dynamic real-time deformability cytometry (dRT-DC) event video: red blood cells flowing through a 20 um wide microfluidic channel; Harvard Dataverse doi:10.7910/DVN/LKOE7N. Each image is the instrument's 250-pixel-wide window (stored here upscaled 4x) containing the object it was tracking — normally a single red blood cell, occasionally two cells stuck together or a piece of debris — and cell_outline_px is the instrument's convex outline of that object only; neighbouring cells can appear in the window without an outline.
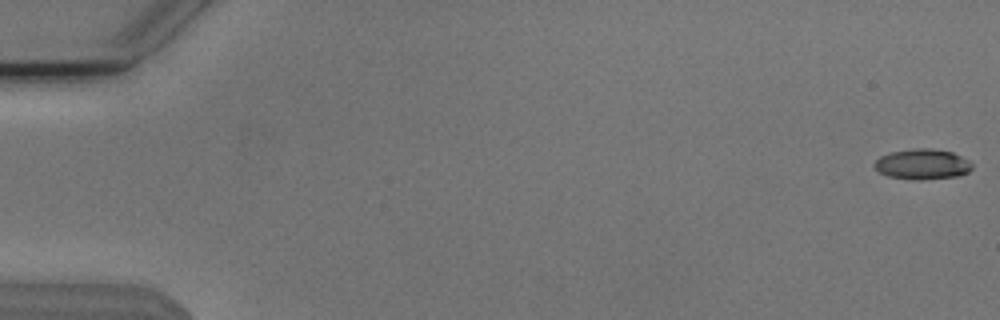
{"species": "Egyptian fruit bat (a non-hibernating species)", "species_latin": "Rousettus aegyptiacus", "temperature_condition": "cold", "stored_images_in_passage": 52, "camera_frame_rate_fps": 3000, "um_per_image_px": 0.085, "animal": {"sex": "male"}, "frame": {"image": 1, "passage_image": 1, "time_ms": 0.0, "image_size_px": [1000, 320], "cell_outline_px": [[972, 168], [968, 172], [960, 176], [924, 180], [912, 180], [888, 176], [880, 172], [872, 164], [880, 156], [892, 152], [912, 148], [932, 148], [952, 152], [968, 160], [972, 164]], "centroid_in_image_um": [78.41, 13.96], "position_along_channel_um": 6.6, "area_um2": 17.46}}
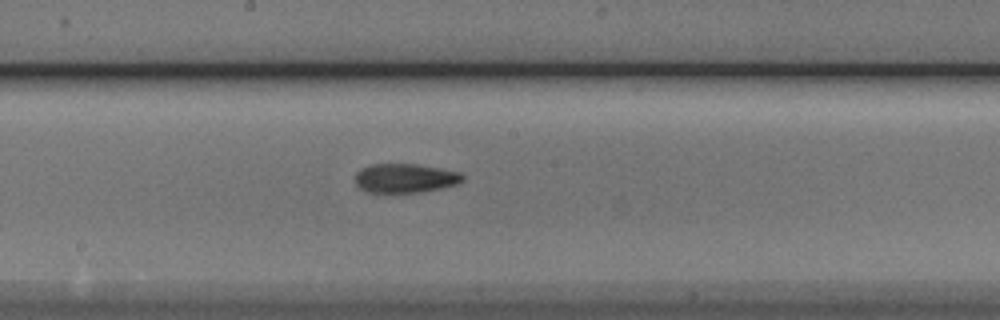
{"frame": {"image": 2, "passage_image": 30, "time_ms": 9.667, "image_size_px": [1000, 320], "cell_outline_px": [[464, 180], [456, 184], [440, 188], [420, 192], [368, 192], [360, 188], [356, 184], [356, 172], [360, 168], [372, 164], [416, 164], [440, 168], [460, 172], [464, 176]], "centroid_in_image_um": [34.43, 15.13], "position_along_channel_um": 213.8, "area_um2": 18.15}}
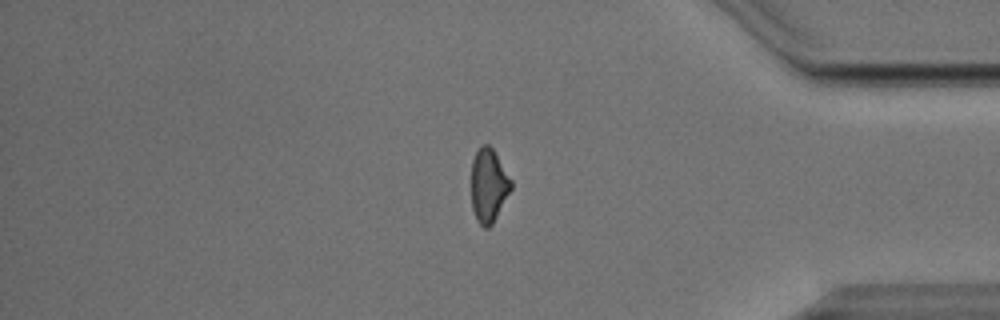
{"frame": {"image": 3, "passage_image": 46, "time_ms": 15.0, "image_size_px": [1000, 320], "cell_outline_px": [[512, 188], [492, 224], [488, 228], [484, 228], [476, 220], [472, 208], [472, 160], [480, 144], [488, 144], [492, 148], [512, 180]], "centroid_in_image_um": [41.53, 15.76], "position_along_channel_um": 393.7, "area_um2": 16.99}}